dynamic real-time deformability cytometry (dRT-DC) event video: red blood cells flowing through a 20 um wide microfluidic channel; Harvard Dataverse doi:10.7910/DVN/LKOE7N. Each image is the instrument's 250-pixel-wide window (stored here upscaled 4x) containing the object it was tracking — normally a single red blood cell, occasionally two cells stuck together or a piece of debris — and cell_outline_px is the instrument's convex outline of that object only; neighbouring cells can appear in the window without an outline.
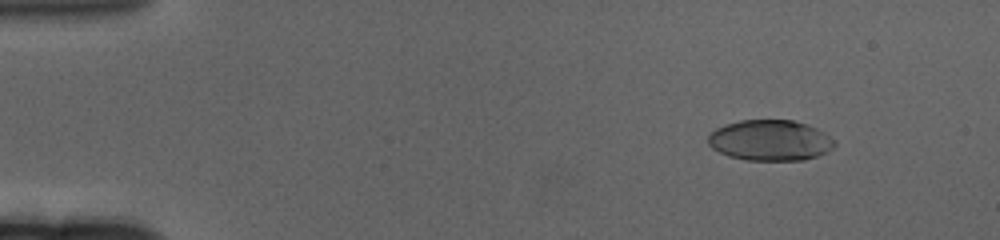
{"species": "human", "species_latin": "Homo sapiens", "temperature_condition": "cold", "stored_images_in_passage": 56, "camera_frame_rate_fps": 3000, "um_per_image_px": 0.085, "donor": {"sex": "female"}, "frame": {"image": 1, "passage_image": 1, "time_ms": 0.0, "image_size_px": [1000, 240], "cell_outline_px": [[836, 144], [832, 148], [816, 156], [804, 160], [748, 160], [728, 156], [712, 148], [708, 144], [708, 136], [716, 128], [724, 124], [740, 120], [792, 120], [808, 124], [824, 132]], "centroid_in_image_um": [65.43, 11.92], "position_along_channel_um": 19.6, "area_um2": 29.88}}
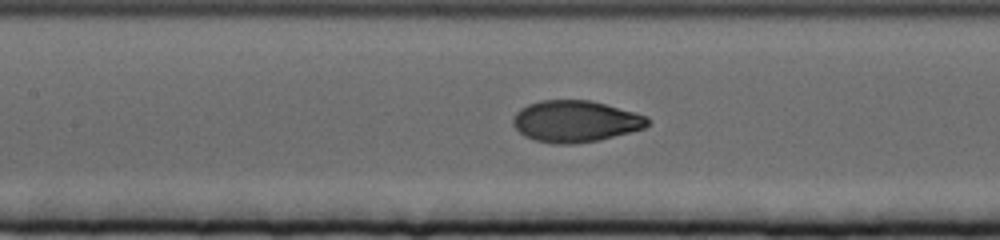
{"frame": {"image": 2, "passage_image": 23, "time_ms": 7.333, "image_size_px": [1000, 240], "cell_outline_px": [[648, 124], [644, 128], [600, 140], [572, 144], [552, 144], [536, 140], [524, 136], [512, 124], [512, 120], [516, 112], [520, 108], [528, 104], [540, 100], [592, 100], [648, 116]], "centroid_in_image_um": [48.89, 10.31], "position_along_channel_um": 158.5, "area_um2": 32.66}}
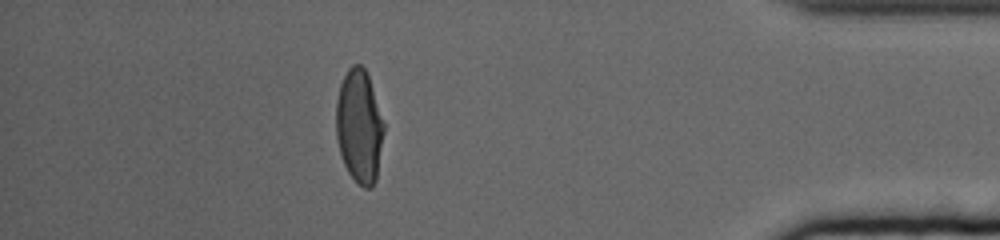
{"frame": {"image": 3, "passage_image": 49, "time_ms": 16.0, "image_size_px": [1000, 240], "cell_outline_px": [[384, 132], [376, 180], [372, 188], [364, 188], [348, 172], [344, 164], [340, 152], [336, 136], [336, 100], [340, 84], [348, 68], [352, 64], [360, 64], [364, 68], [368, 76], [384, 124]], "centroid_in_image_um": [30.53, 10.73], "position_along_channel_um": 404.7, "area_um2": 31.39}, "authors_computed_cell_mechanics": {"area_um2": 32.1079, "velocity_mm_per_s": 3.3041, "shape_relaxation_time_tau1_ms": 4.5072, "shape_relaxation_time_tau2_ms": 1.0629, "deformation_change_tau1": 0.1903, "deformation_change_tau2": 0.0471}}